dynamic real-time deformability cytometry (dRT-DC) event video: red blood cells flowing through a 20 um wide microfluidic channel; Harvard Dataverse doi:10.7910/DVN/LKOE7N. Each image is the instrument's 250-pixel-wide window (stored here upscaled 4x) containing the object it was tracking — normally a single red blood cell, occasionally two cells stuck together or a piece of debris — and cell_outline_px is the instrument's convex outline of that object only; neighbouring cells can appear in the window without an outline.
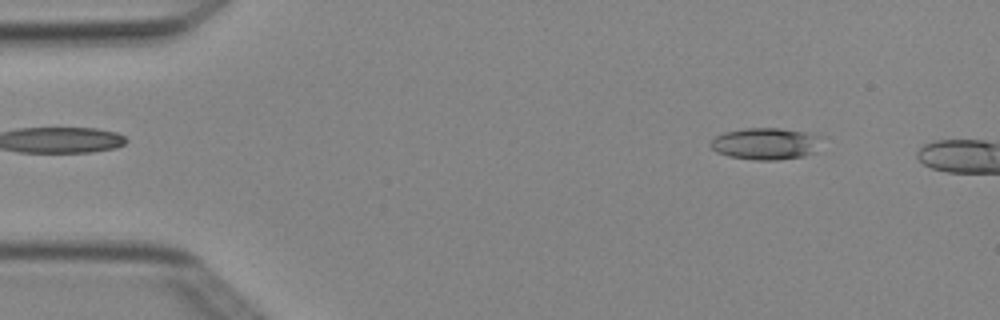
{"species": "Egyptian fruit bat (a non-hibernating species)", "species_latin": "Rousettus aegyptiacus", "temperature_condition": "cold", "stored_images_in_passage": 2, "camera_frame_rate_fps": 3000, "um_per_image_px": 0.085, "animal": {"sex": "female"}, "frame": {"image": 1, "passage_image": 1, "time_ms": 0.0, "image_size_px": [1000, 320], "cell_outline_px": [[816, 152], [804, 156], [776, 160], [756, 160], [728, 156], [716, 152], [708, 144], [716, 136], [724, 132], [744, 128], [780, 128], [804, 132], [816, 136]], "centroid_in_image_um": [64.98, 12.22], "position_along_channel_um": 20.0, "area_um2": 20.23}}